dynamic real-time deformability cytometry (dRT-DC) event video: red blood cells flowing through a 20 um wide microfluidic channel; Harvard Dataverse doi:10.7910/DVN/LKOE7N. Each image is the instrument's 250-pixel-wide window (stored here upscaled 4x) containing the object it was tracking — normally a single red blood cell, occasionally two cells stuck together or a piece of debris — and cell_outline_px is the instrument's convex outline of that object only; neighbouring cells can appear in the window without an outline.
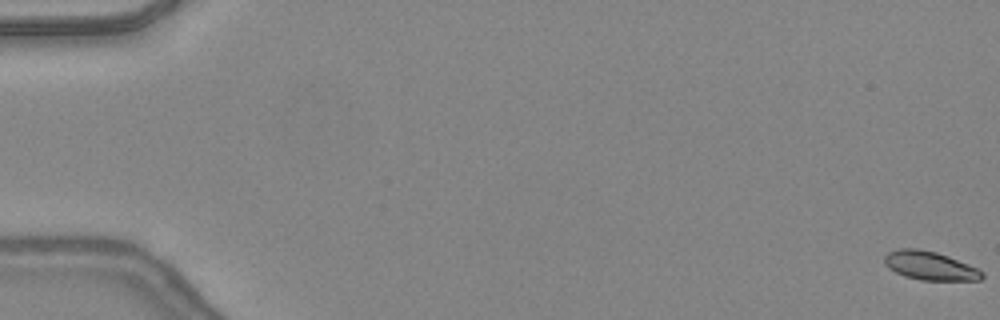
{"species": "common noctule bat (a hibernating species)", "species_latin": "Nyctalus noctula", "temperature_condition": "warm", "stored_images_in_passage": 49, "camera_frame_rate_fps": 3000, "um_per_image_px": 0.085, "animal": {"sex": "female", "body_mass_g": 24.6, "forearm_length_mm": 56.2}, "frame": {"image": 1, "passage_image": 1, "time_ms": 0.0, "image_size_px": [1000, 320], "cell_outline_px": [[984, 276], [980, 280], [920, 280], [904, 276], [888, 268], [884, 264], [884, 256], [888, 252], [900, 248], [916, 248], [936, 252], [948, 256], [968, 264], [984, 272]], "centroid_in_image_um": [79.02, 22.58], "position_along_channel_um": 6.0, "area_um2": 16.3}}
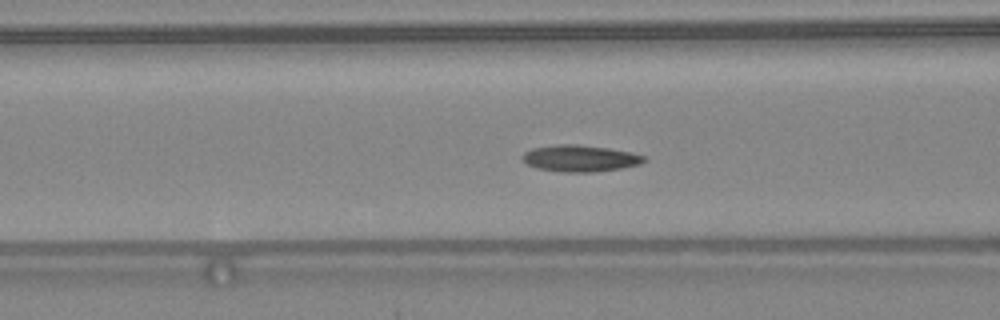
{"frame": {"image": 2, "passage_image": 21, "time_ms": 6.667, "image_size_px": [1000, 320], "cell_outline_px": [[648, 160], [640, 164], [620, 168], [596, 172], [564, 172], [536, 168], [528, 164], [520, 156], [524, 152], [532, 148], [560, 144], [576, 144], [608, 148], [632, 152], [648, 156]], "centroid_in_image_um": [49.35, 13.46], "position_along_channel_um": 117.3, "area_um2": 18.96}}
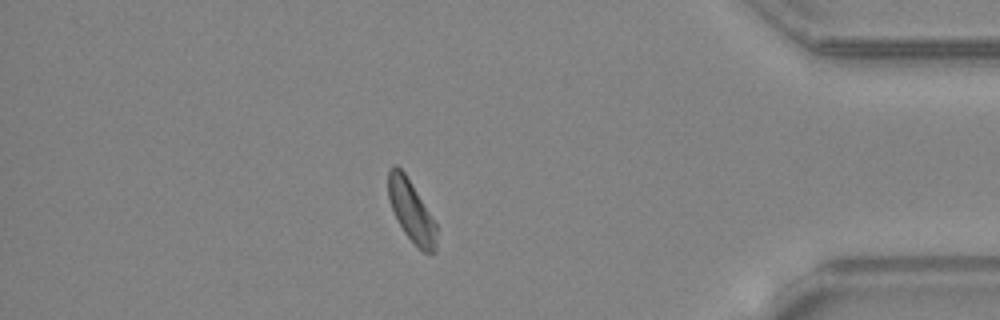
{"frame": {"image": 3, "passage_image": 43, "time_ms": 14.0, "image_size_px": [1000, 320], "cell_outline_px": [[436, 248], [432, 252], [424, 252], [404, 232], [388, 200], [388, 168], [392, 164], [396, 164], [404, 172], [436, 224]], "centroid_in_image_um": [34.92, 17.88], "position_along_channel_um": 400.3, "area_um2": 16.7}, "authors_computed_cell_mechanics": {"area_um2": 17.6868, "velocity_mm_per_s": 4.3518, "shape_relaxation_time_tau1_ms": 5.1742, "shape_relaxation_time_tau2_ms": 7.5053, "deformation_change_tau1": 0.1306, "deformation_change_tau2": 0.1561}}